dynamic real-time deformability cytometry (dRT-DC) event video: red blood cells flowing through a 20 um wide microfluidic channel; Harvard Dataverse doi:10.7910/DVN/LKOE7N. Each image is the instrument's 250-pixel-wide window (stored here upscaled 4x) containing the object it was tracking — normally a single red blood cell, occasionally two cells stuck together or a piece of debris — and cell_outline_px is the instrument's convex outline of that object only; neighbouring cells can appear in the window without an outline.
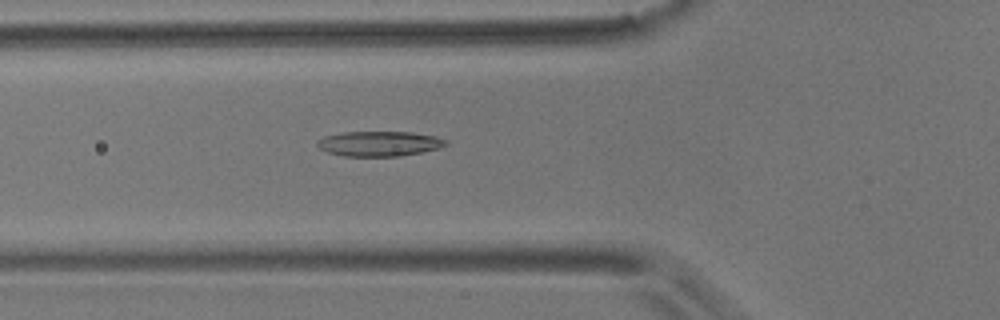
{"species": "common noctule bat (a hibernating species)", "species_latin": "Nyctalus noctula", "temperature_condition": "room temperature", "stored_images_in_passage": 56, "camera_frame_rate_fps": 3000, "um_per_image_px": 0.085, "animal": {"sex": "male", "body_mass_g": 17.9}, "frame": {"image": 1, "passage_image": 19, "time_ms": 6.0, "image_size_px": [1000, 320], "cell_outline_px": [[448, 144], [440, 148], [424, 152], [400, 156], [344, 156], [328, 152], [320, 148], [316, 144], [316, 140], [324, 136], [344, 132], [412, 132], [436, 136], [448, 140]], "centroid_in_image_um": [32.27, 12.21], "position_along_channel_um": 93.5, "area_um2": 18.9}}
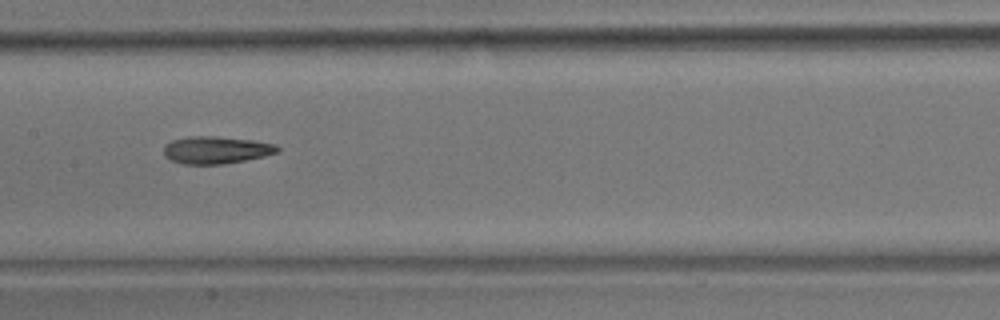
{"frame": {"image": 2, "passage_image": 27, "time_ms": 8.667, "image_size_px": [1000, 320], "cell_outline_px": [[280, 152], [264, 156], [244, 160], [220, 164], [184, 164], [172, 160], [164, 156], [164, 144], [172, 140], [188, 136], [216, 136], [252, 140], [276, 144], [280, 148]], "centroid_in_image_um": [18.37, 12.74], "position_along_channel_um": 189.0, "area_um2": 18.15}}
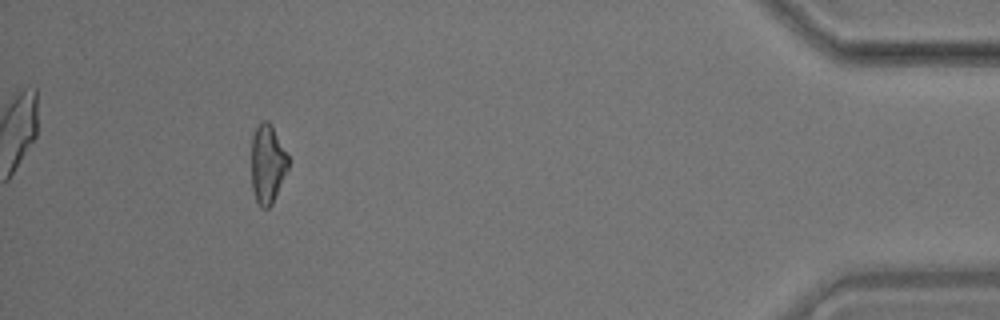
{"frame": {"image": 3, "passage_image": 51, "time_ms": 16.667, "image_size_px": [1000, 320], "cell_outline_px": [[288, 168], [272, 204], [268, 208], [260, 208], [256, 200], [252, 188], [252, 136], [256, 128], [264, 120], [268, 120], [272, 124], [288, 156]], "centroid_in_image_um": [22.73, 13.94], "position_along_channel_um": 412.5, "area_um2": 16.82}, "authors_computed_cell_mechanics": {"area_um2": 17.8602, "velocity_mm_per_s": 3.5567, "shape_relaxation_time_tau1_ms": 7.1612, "shape_relaxation_time_tau2_ms": null, "deformation_change_tau1": 0.171, "deformation_change_tau2": null}}